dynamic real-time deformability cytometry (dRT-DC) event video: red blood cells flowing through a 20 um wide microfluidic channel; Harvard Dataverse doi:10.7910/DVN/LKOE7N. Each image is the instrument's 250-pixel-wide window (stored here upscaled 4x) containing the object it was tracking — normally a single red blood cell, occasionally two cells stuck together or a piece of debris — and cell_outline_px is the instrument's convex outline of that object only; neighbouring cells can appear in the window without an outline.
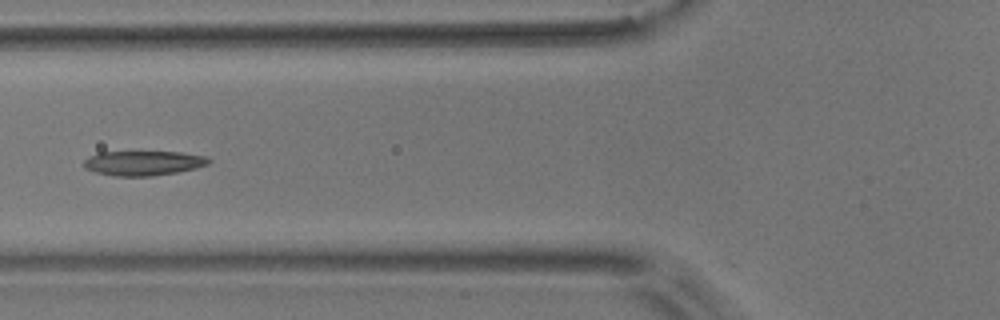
{"species": "common noctule bat (a hibernating species)", "species_latin": "Nyctalus noctula", "temperature_condition": "room temperature", "stored_images_in_passage": 7, "camera_frame_rate_fps": 3000, "um_per_image_px": 0.085, "animal": {"sex": "male", "body_mass_g": 17.9}, "frame": {"image": 1, "passage_image": 6, "time_ms": 6.0, "image_size_px": [1000, 320], "cell_outline_px": [[212, 160], [208, 164], [196, 168], [176, 172], [152, 176], [116, 176], [96, 172], [84, 168], [84, 160], [88, 156], [100, 152], [180, 152], [208, 156]], "centroid_in_image_um": [12.2, 13.86], "position_along_channel_um": 113.6, "area_um2": 17.98}}
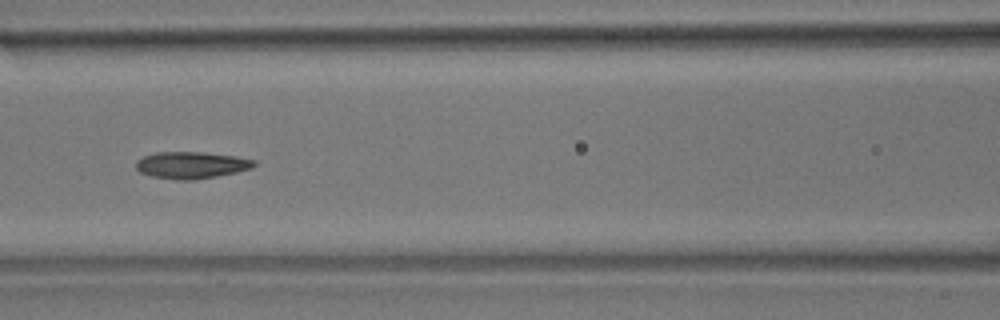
{"frame": {"image": 2, "passage_image": 7, "time_ms": 7.0, "image_size_px": [1000, 320], "cell_outline_px": [[256, 164], [252, 168], [236, 172], [196, 180], [176, 180], [152, 176], [140, 172], [136, 168], [136, 160], [144, 156], [156, 152], [204, 152], [236, 156], [256, 160]], "centroid_in_image_um": [16.27, 14.03], "position_along_channel_um": 150.3, "area_um2": 18.55}}